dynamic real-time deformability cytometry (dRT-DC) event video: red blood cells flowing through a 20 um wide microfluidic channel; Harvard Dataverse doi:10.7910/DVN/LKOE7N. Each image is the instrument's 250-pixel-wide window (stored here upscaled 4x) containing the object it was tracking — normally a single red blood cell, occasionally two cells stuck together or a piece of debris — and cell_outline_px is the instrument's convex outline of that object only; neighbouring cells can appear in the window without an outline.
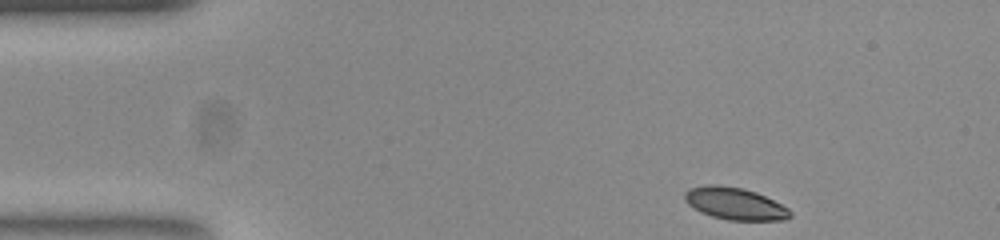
{"species": "common noctule bat (a hibernating species)", "species_latin": "Nyctalus noctula", "temperature_condition": "room temperature", "stored_images_in_passage": 48, "camera_frame_rate_fps": 3000, "um_per_image_px": 0.085, "animal": {"sex": "female", "body_mass_g": 23.0, "forearm_length_mm": 53.4}, "frame": {"image": 1, "passage_image": 1, "time_ms": 0.0, "image_size_px": [1000, 240], "cell_outline_px": [[792, 216], [784, 220], [728, 220], [712, 216], [700, 212], [688, 204], [684, 200], [684, 192], [692, 188], [712, 184], [716, 184], [740, 188], [756, 192], [788, 208], [792, 212]], "centroid_in_image_um": [62.46, 17.32], "position_along_channel_um": 22.5, "area_um2": 19.54}}
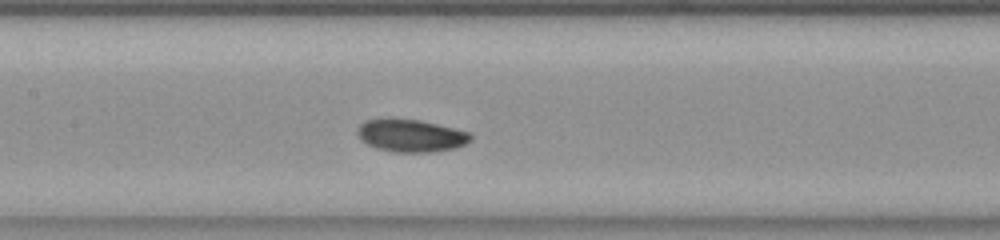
{"frame": {"image": 2, "passage_image": 19, "time_ms": 6.0, "image_size_px": [1000, 240], "cell_outline_px": [[472, 140], [464, 144], [452, 148], [432, 152], [396, 152], [376, 148], [368, 144], [356, 132], [360, 124], [364, 120], [388, 116], [420, 120], [468, 132], [472, 136]], "centroid_in_image_um": [34.87, 11.49], "position_along_channel_um": 172.5, "area_um2": 21.62}}
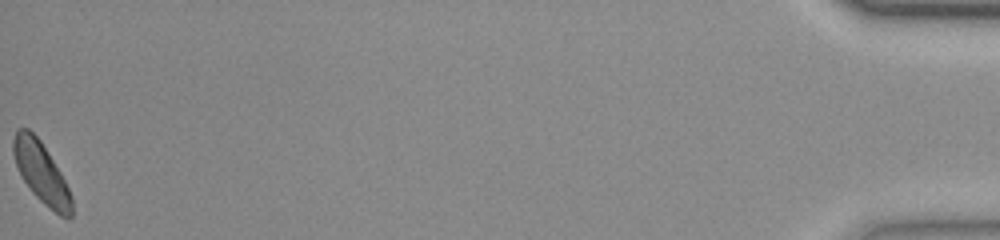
{"frame": {"image": 3, "passage_image": 48, "time_ms": 15.667, "image_size_px": [1000, 240], "cell_outline_px": [[72, 216], [68, 220], [60, 216], [44, 204], [32, 192], [24, 180], [16, 164], [12, 152], [12, 140], [16, 128], [28, 128], [40, 140], [48, 152], [60, 172], [72, 196]], "centroid_in_image_um": [3.51, 14.68], "position_along_channel_um": 431.7, "area_um2": 20.58}, "authors_computed_cell_mechanics": {"area_um2": 20.7502, "velocity_mm_per_s": 3.7672, "shape_relaxation_time_tau1_ms": 1.9903, "shape_relaxation_time_tau2_ms": null, "deformation_change_tau1": 0.0837, "deformation_change_tau2": null}}